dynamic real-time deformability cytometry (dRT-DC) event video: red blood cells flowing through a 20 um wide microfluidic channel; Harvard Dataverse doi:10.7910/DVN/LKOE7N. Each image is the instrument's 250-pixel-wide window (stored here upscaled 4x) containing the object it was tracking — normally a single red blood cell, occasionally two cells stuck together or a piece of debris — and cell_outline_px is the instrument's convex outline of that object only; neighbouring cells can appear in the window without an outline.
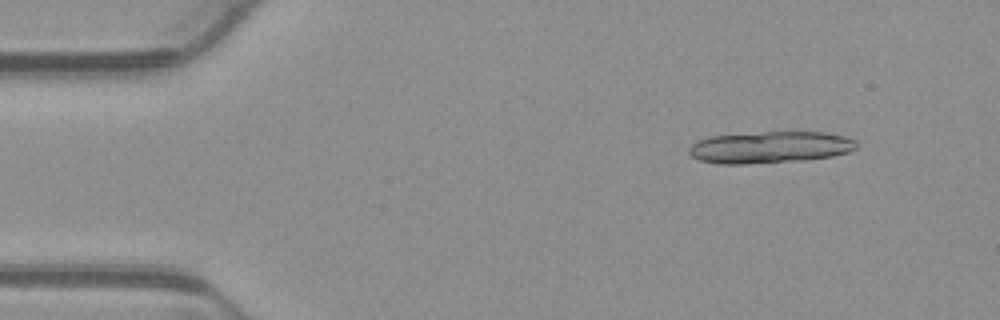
{"species": "common noctule bat (a hibernating species)", "species_latin": "Nyctalus noctula", "temperature_condition": "warm", "stored_images_in_passage": 16, "camera_frame_rate_fps": 3000, "um_per_image_px": 0.085, "animal": {"sex": "male", "body_mass_g": 23.1, "forearm_length_mm": 52.7}, "frame": {"image": 1, "passage_image": 3, "time_ms": 0.667, "image_size_px": [1000, 320], "cell_outline_px": [[856, 148], [848, 152], [832, 156], [804, 160], [744, 164], [720, 164], [700, 160], [692, 156], [688, 152], [688, 148], [696, 140], [708, 136], [760, 132], [824, 132], [844, 136], [856, 140]], "centroid_in_image_um": [65.41, 12.51], "position_along_channel_um": 19.6, "area_um2": 31.1}}